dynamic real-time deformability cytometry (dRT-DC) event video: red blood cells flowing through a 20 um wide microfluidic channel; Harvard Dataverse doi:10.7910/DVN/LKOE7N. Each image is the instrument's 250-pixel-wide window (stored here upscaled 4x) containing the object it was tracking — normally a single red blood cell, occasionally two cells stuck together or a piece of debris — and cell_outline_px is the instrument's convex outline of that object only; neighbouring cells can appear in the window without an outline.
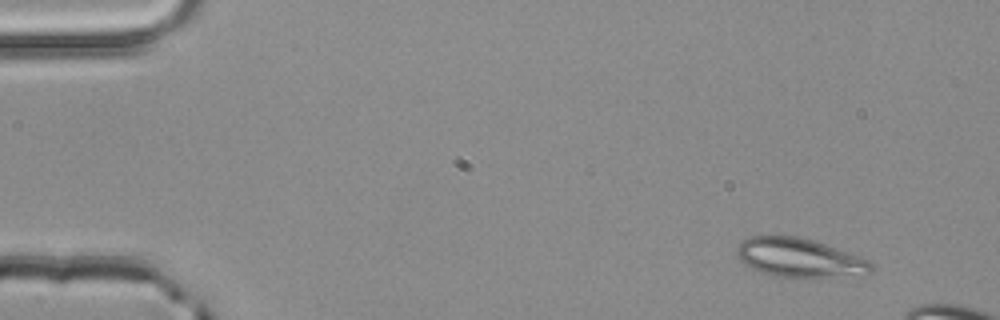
{"species": "common noctule bat (a hibernating species)", "species_latin": "Nyctalus noctula", "temperature_condition": "room temperature", "stored_images_in_passage": 13, "camera_frame_rate_fps": 3000, "um_per_image_px": 0.085, "animal": {"sex": "male", "body_mass_g": 20.4}, "frame": {"image": 1, "passage_image": 4, "time_ms": 1.0, "image_size_px": [1000, 320], "cell_outline_px": [[872, 272], [820, 276], [776, 276], [764, 272], [740, 260], [736, 256], [736, 248], [748, 236], [796, 236], [812, 240], [860, 256], [868, 260], [872, 264]], "centroid_in_image_um": [67.9, 21.86], "position_along_channel_um": 17.1, "area_um2": 29.19}}